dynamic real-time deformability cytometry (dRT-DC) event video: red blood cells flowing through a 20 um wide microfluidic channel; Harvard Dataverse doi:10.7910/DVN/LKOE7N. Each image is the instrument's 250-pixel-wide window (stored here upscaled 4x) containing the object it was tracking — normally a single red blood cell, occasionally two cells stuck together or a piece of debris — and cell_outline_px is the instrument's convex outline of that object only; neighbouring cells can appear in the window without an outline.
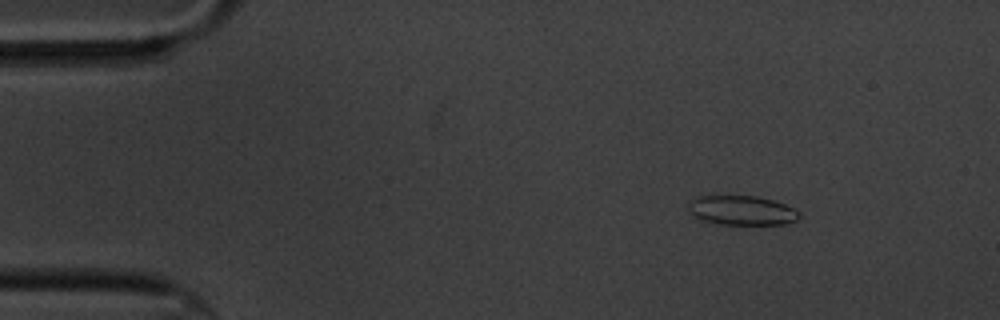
{"species": "common noctule bat (a hibernating species)", "species_latin": "Nyctalus noctula", "temperature_condition": "cold", "stored_images_in_passage": 7, "camera_frame_rate_fps": 3000, "um_per_image_px": 0.085, "animal": {"sex": "male", "body_mass_g": 20.1, "forearm_length_mm": 53.5}, "frame": {"image": 1, "passage_image": 3, "time_ms": 2.333, "image_size_px": [1000, 320], "cell_outline_px": [[800, 216], [796, 220], [784, 224], [716, 224], [700, 220], [688, 208], [688, 204], [696, 196], [756, 196], [772, 200], [784, 204], [800, 212]], "centroid_in_image_um": [63.05, 17.88], "position_along_channel_um": 22.0, "area_um2": 18.84}}
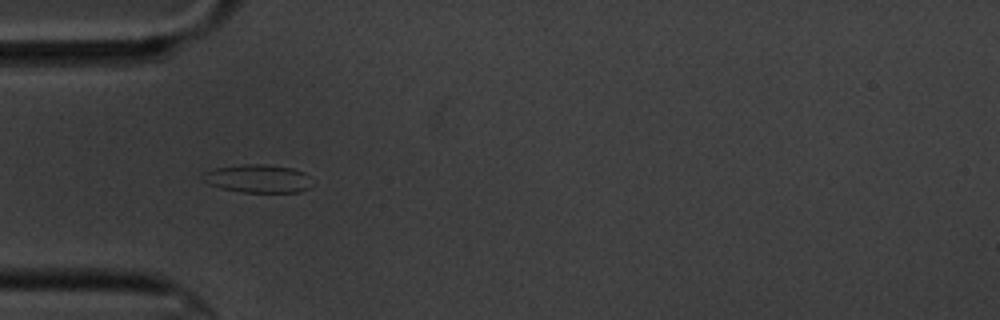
{"frame": {"image": 2, "passage_image": 6, "time_ms": 5.667, "image_size_px": [1000, 320], "cell_outline_px": [[316, 184], [300, 192], [244, 192], [220, 188], [208, 184], [200, 180], [200, 176], [204, 172], [216, 168], [244, 164], [264, 164], [292, 168], [304, 172], [312, 176], [316, 180]], "centroid_in_image_um": [21.99, 15.18], "position_along_channel_um": 63.0, "area_um2": 18.44}}
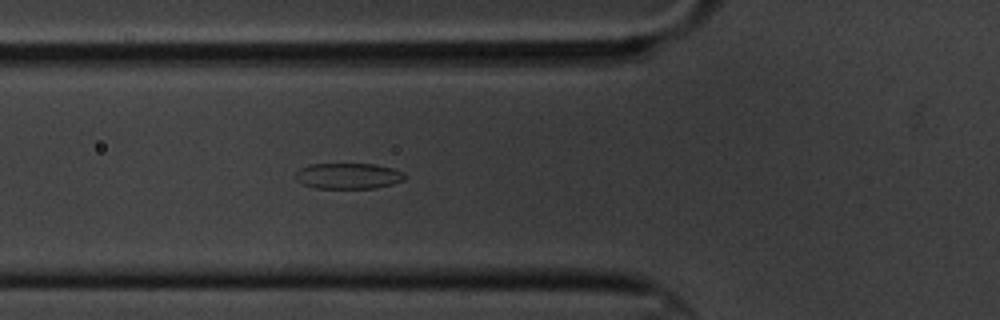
{"frame": {"image": 3, "passage_image": 7, "time_ms": 6.667, "image_size_px": [1000, 320], "cell_outline_px": [[408, 176], [404, 180], [392, 184], [376, 188], [316, 188], [304, 184], [296, 180], [296, 172], [300, 168], [308, 164], [376, 164], [392, 168], [404, 172]], "centroid_in_image_um": [29.64, 14.95], "position_along_channel_um": 96.2, "area_um2": 16.53}}